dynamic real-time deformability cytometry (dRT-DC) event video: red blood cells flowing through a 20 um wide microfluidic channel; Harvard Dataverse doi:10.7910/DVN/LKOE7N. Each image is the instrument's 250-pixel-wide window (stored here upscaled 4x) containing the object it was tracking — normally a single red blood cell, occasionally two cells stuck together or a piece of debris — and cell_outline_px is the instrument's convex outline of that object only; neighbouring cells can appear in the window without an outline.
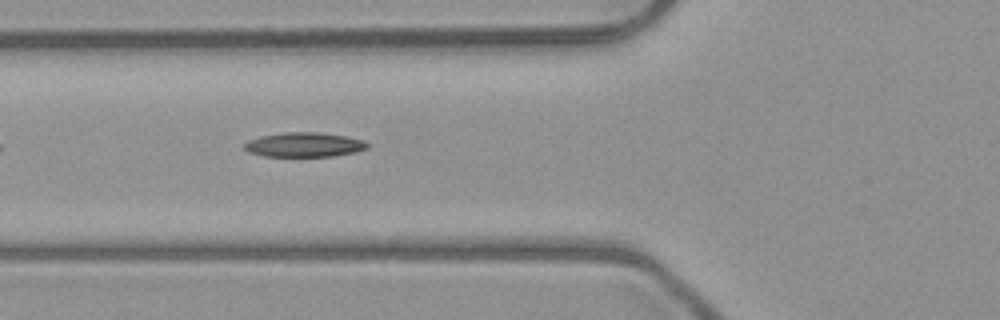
{"species": "common noctule bat (a hibernating species)", "species_latin": "Nyctalus noctula", "temperature_condition": "room temperature", "stored_images_in_passage": 6, "camera_frame_rate_fps": 3000, "um_per_image_px": 0.085, "animal": {"sex": "male", "body_mass_g": 23.1, "forearm_length_mm": 52.7}, "frame": {"image": 1, "passage_image": 6, "time_ms": 5.667, "image_size_px": [1000, 320], "cell_outline_px": [[368, 148], [352, 152], [332, 156], [264, 156], [248, 152], [244, 148], [244, 144], [248, 140], [260, 136], [284, 132], [320, 132], [348, 136], [364, 140], [368, 144]], "centroid_in_image_um": [25.84, 12.29], "position_along_channel_um": 100.0, "area_um2": 17.57}}